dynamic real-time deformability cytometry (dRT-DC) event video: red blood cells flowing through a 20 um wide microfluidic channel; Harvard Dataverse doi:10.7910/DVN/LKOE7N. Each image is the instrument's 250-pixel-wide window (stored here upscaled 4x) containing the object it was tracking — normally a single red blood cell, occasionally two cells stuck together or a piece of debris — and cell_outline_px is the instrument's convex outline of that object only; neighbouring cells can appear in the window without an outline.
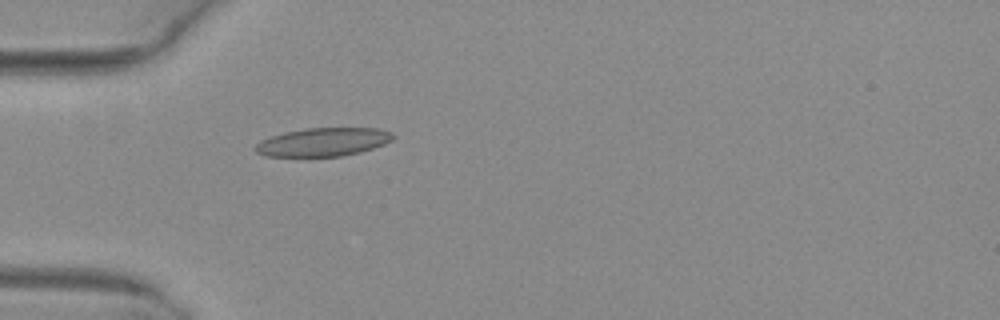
{"species": "common noctule bat (a hibernating species)", "species_latin": "Nyctalus noctula", "temperature_condition": "warm", "stored_images_in_passage": 3, "camera_frame_rate_fps": 3000, "um_per_image_px": 0.085, "animal": {"sex": "female", "body_mass_g": 29.2, "forearm_length_mm": 56.3}, "frame": {"image": 1, "passage_image": 3, "time_ms": 0.667, "image_size_px": [1000, 320], "cell_outline_px": [[396, 136], [392, 140], [384, 144], [360, 152], [340, 156], [264, 156], [256, 152], [256, 144], [260, 140], [284, 132], [304, 128], [380, 128], [392, 132]], "centroid_in_image_um": [27.49, 12.06], "position_along_channel_um": 57.5, "area_um2": 22.77}}